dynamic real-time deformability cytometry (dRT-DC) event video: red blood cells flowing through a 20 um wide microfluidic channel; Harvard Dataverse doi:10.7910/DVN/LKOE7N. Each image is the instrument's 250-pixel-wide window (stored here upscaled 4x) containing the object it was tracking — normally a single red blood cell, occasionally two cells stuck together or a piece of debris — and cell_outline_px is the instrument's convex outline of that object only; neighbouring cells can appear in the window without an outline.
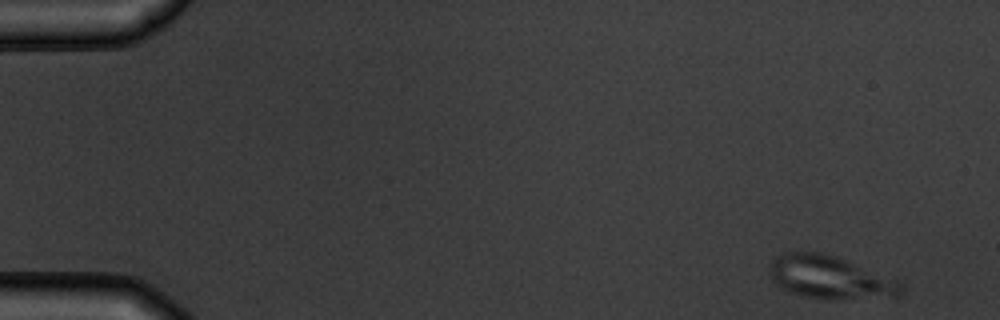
{"species": "common noctule bat (a hibernating species)", "species_latin": "Nyctalus noctula", "temperature_condition": "warm", "stored_images_in_passage": 5, "camera_frame_rate_fps": 3000, "um_per_image_px": 0.085, "animal": {"sex": "male", "body_mass_g": 19.5, "forearm_length_mm": 54.6}, "frame": {"image": 1, "passage_image": 1, "time_ms": 0.0, "image_size_px": [1000, 320], "cell_outline_px": [[904, 292], [900, 296], [804, 296], [788, 292], [776, 284], [772, 280], [768, 268], [768, 264], [776, 256], [784, 252], [820, 252], [836, 256], [896, 280], [904, 288]], "centroid_in_image_um": [70.44, 23.51], "position_along_channel_um": 14.6, "area_um2": 31.62}}